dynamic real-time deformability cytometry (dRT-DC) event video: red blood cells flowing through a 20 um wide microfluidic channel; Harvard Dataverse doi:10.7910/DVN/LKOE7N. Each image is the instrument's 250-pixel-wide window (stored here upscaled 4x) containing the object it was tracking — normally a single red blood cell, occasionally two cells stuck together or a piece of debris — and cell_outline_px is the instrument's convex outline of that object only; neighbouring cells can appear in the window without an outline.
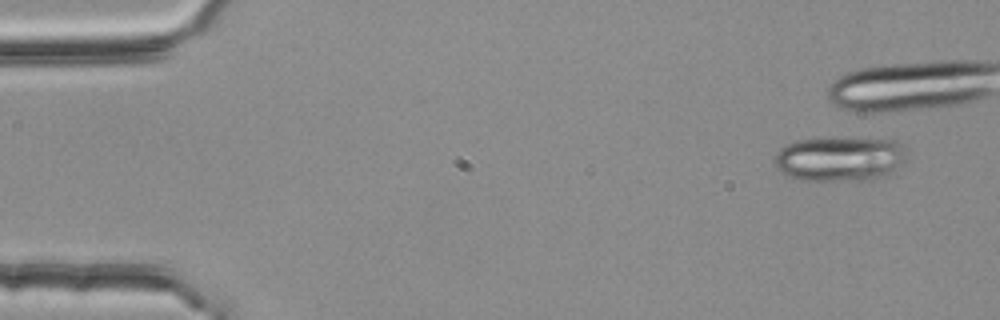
{"species": "common noctule bat (a hibernating species)", "species_latin": "Nyctalus noctula", "temperature_condition": "room temperature", "stored_images_in_passage": 6, "segment_of_instrument_passage": [1, 2], "camera_frame_rate_fps": 3000, "um_per_image_px": 0.085, "animal": {"sex": "female", "body_mass_g": 25.1}, "frame": {"image": 1, "passage_image": 1, "time_ms": 0.0, "image_size_px": [1000, 320], "cell_outline_px": [[908, 144], [904, 160], [888, 176], [872, 180], [800, 180], [788, 176], [780, 172], [776, 168], [772, 160], [776, 152], [780, 148], [796, 140], [820, 136], [824, 136], [896, 140]], "centroid_in_image_um": [71.38, 13.46], "position_along_channel_um": 13.6, "area_um2": 35.72}}